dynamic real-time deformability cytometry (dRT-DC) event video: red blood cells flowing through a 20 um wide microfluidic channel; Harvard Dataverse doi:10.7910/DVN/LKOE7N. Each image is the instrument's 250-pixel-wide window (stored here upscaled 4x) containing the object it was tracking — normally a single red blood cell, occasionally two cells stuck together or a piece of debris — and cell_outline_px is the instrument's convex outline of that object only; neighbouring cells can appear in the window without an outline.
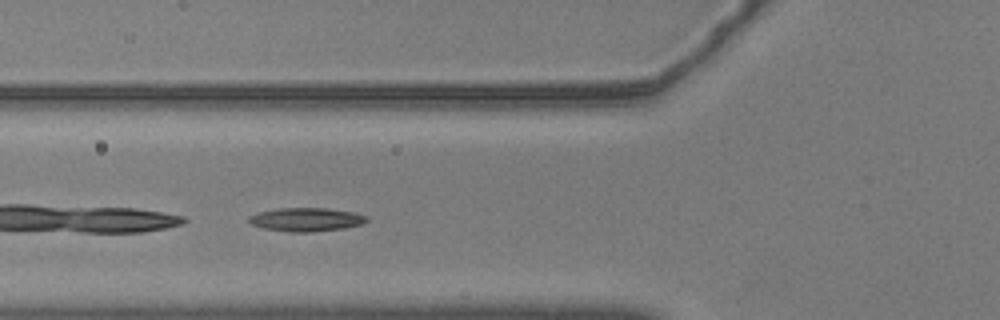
{"species": "common noctule bat (a hibernating species)", "species_latin": "Nyctalus noctula", "temperature_condition": "warm", "stored_images_in_passage": 37, "camera_frame_rate_fps": 3000, "um_per_image_px": 0.085, "animal": {"sex": "male", "body_mass_g": 20.5, "forearm_length_mm": 52.5}, "frame": {"image": 1, "passage_image": 3, "time_ms": 0.667, "image_size_px": [1000, 320], "cell_outline_px": [[368, 220], [360, 224], [344, 228], [312, 232], [292, 232], [264, 228], [252, 224], [248, 220], [248, 216], [256, 212], [280, 208], [324, 208], [352, 212], [368, 216]], "centroid_in_image_um": [26.0, 18.65], "position_along_channel_um": 99.8, "area_um2": 16.07}}
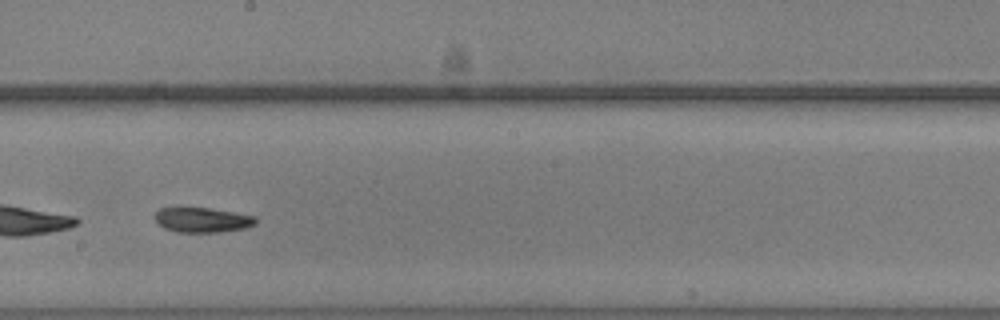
{"frame": {"image": 2, "passage_image": 14, "time_ms": 4.333, "image_size_px": [1000, 320], "cell_outline_px": [[256, 224], [244, 228], [220, 232], [176, 232], [164, 228], [156, 220], [156, 212], [160, 208], [208, 208], [256, 216]], "centroid_in_image_um": [17.22, 18.7], "position_along_channel_um": 231.0, "area_um2": 14.39}}
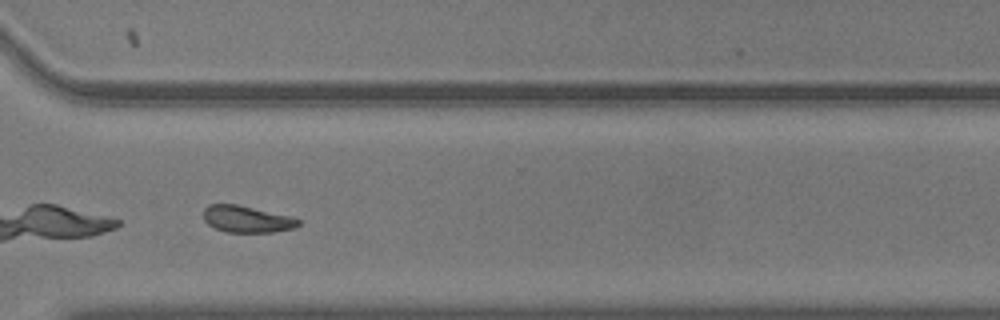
{"frame": {"image": 3, "passage_image": 24, "time_ms": 7.667, "image_size_px": [1000, 320], "cell_outline_px": [[300, 224], [296, 228], [272, 232], [228, 232], [216, 228], [208, 224], [204, 220], [204, 208], [208, 204], [236, 204], [296, 216], [300, 220]], "centroid_in_image_um": [21.05, 18.61], "position_along_channel_um": 349.6, "area_um2": 15.03}}